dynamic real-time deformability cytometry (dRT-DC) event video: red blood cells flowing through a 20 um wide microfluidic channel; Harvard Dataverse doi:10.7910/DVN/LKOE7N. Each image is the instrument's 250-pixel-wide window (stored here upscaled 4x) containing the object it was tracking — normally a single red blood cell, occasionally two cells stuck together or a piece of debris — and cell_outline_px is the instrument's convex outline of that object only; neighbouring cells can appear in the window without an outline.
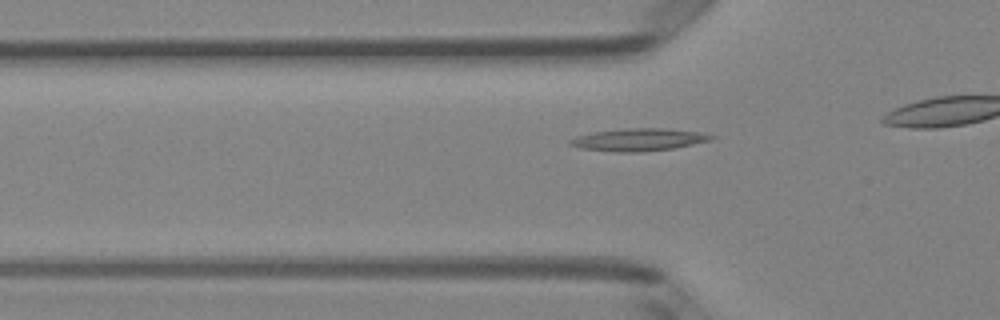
{"species": "Egyptian fruit bat (a non-hibernating species)", "species_latin": "Rousettus aegyptiacus", "temperature_condition": "room temperature", "stored_images_in_passage": 30, "camera_frame_rate_fps": 3000, "um_per_image_px": 0.085, "animal": {"sex": "female"}, "frame": {"image": 1, "passage_image": 6, "time_ms": 1.667, "image_size_px": [1000, 320], "cell_outline_px": [[716, 136], [712, 140], [672, 148], [640, 152], [616, 152], [580, 148], [568, 144], [568, 140], [576, 136], [592, 132], [624, 128], [664, 128], [700, 132]], "centroid_in_image_um": [54.25, 11.86], "position_along_channel_um": 71.6, "area_um2": 18.5}}
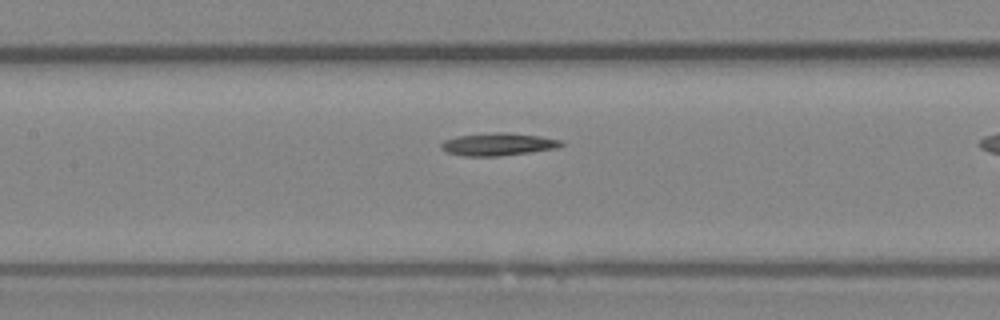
{"frame": {"image": 2, "passage_image": 13, "time_ms": 4.0, "image_size_px": [1000, 320], "cell_outline_px": [[564, 144], [556, 148], [500, 156], [464, 156], [448, 152], [440, 148], [440, 144], [444, 140], [456, 136], [492, 132], [508, 132], [540, 136], [564, 140]], "centroid_in_image_um": [42.33, 12.25], "position_along_channel_um": 165.1, "area_um2": 15.9}}
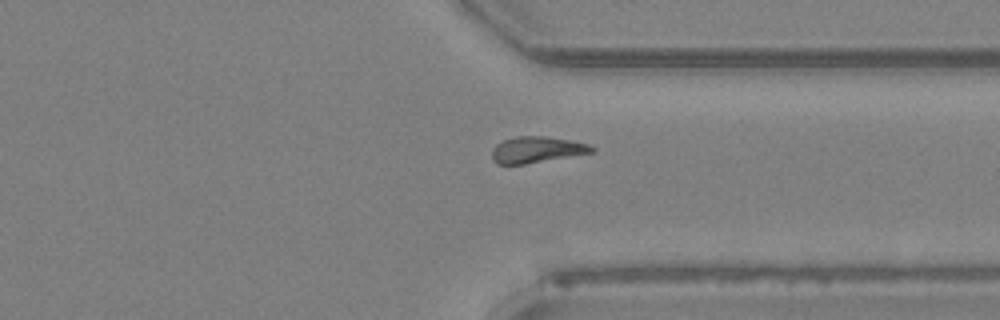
{"frame": {"image": 3, "passage_image": 28, "time_ms": 9.0, "image_size_px": [1000, 320], "cell_outline_px": [[596, 148], [592, 152], [524, 164], [496, 164], [492, 160], [492, 148], [496, 144], [504, 140], [516, 136], [544, 136], [568, 140], [588, 144]], "centroid_in_image_um": [45.56, 12.72], "position_along_channel_um": 365.8, "area_um2": 15.03}}